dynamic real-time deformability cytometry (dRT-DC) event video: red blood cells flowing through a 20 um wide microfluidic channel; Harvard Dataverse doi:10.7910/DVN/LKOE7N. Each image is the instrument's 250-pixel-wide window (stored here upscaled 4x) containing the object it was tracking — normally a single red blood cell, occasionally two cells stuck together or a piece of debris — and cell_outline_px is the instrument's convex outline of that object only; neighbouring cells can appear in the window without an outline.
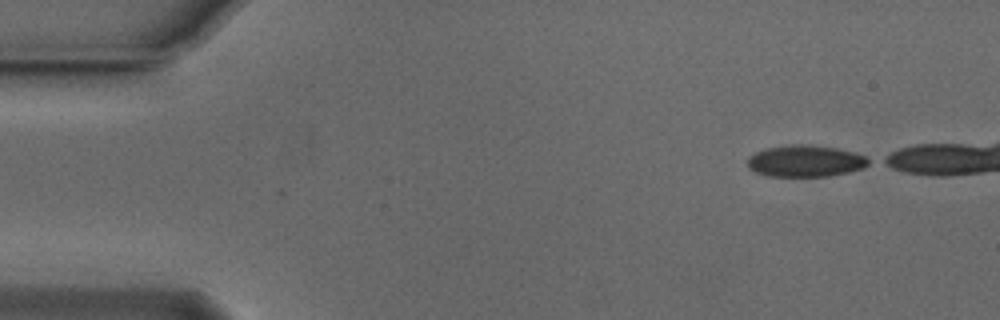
{"species": "Egyptian fruit bat (a non-hibernating species)", "species_latin": "Rousettus aegyptiacus", "temperature_condition": "cold", "stored_images_in_passage": 40, "camera_frame_rate_fps": 3000, "um_per_image_px": 0.085, "animal": {"sex": "male"}, "frame": {"image": 1, "passage_image": 1, "time_ms": 0.0, "image_size_px": [1000, 320], "cell_outline_px": [[872, 164], [864, 168], [848, 172], [828, 176], [768, 176], [756, 172], [748, 168], [748, 156], [764, 148], [788, 144], [808, 144], [836, 148], [852, 152], [864, 156], [872, 160]], "centroid_in_image_um": [68.47, 13.68], "position_along_channel_um": 16.5, "area_um2": 22.54}}
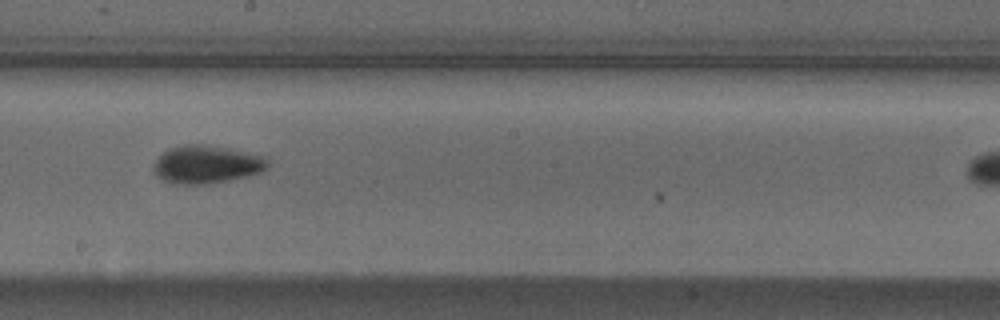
{"frame": {"image": 2, "passage_image": 26, "time_ms": 8.333, "image_size_px": [1000, 320], "cell_outline_px": [[268, 164], [260, 172], [228, 180], [208, 184], [176, 184], [160, 180], [152, 172], [152, 164], [168, 148], [184, 144], [204, 144], [228, 148], [264, 156], [268, 160]], "centroid_in_image_um": [17.47, 13.97], "position_along_channel_um": 230.7, "area_um2": 25.32}}
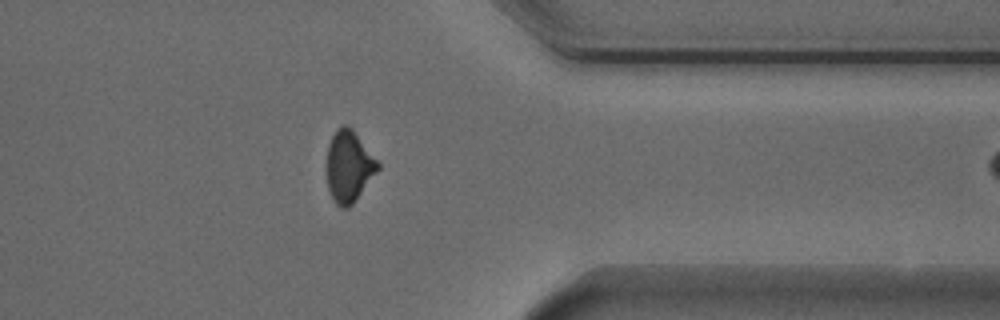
{"frame": {"image": 3, "passage_image": 39, "time_ms": 12.667, "image_size_px": [1000, 320], "cell_outline_px": [[380, 168], [352, 204], [348, 208], [340, 208], [336, 204], [328, 188], [324, 168], [324, 164], [328, 144], [332, 136], [344, 124], [348, 124], [352, 128], [380, 164]], "centroid_in_image_um": [29.61, 14.14], "position_along_channel_um": 381.8, "area_um2": 21.5}}